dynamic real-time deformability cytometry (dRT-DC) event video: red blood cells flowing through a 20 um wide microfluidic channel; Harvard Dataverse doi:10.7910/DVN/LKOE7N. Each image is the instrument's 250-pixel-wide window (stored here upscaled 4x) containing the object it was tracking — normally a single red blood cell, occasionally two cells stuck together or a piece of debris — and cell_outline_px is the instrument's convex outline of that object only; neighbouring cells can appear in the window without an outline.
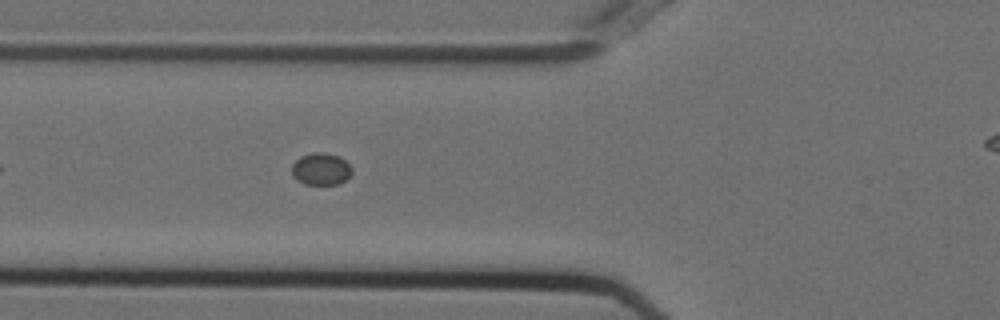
{"species": "Egyptian fruit bat (a non-hibernating species)", "species_latin": "Rousettus aegyptiacus", "temperature_condition": "cold", "stored_images_in_passage": 35, "camera_frame_rate_fps": 3000, "um_per_image_px": 0.085, "animal": {"sex": "female"}, "frame": {"image": 1, "passage_image": 8, "time_ms": 2.333, "image_size_px": [1000, 320], "cell_outline_px": [[352, 172], [340, 184], [304, 184], [296, 180], [292, 176], [292, 164], [300, 156], [312, 152], [324, 152], [340, 156], [352, 168]], "centroid_in_image_um": [27.26, 14.36], "position_along_channel_um": 98.5, "area_um2": 11.33}}
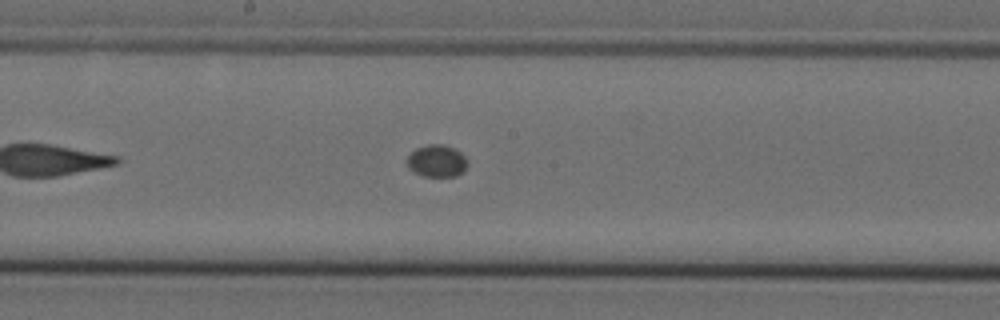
{"frame": {"image": 2, "passage_image": 17, "time_ms": 5.333, "image_size_px": [1000, 320], "cell_outline_px": [[468, 164], [464, 172], [456, 176], [420, 176], [408, 168], [408, 156], [416, 148], [428, 144], [444, 144], [460, 152], [464, 156]], "centroid_in_image_um": [37.14, 13.69], "position_along_channel_um": 211.1, "area_um2": 11.33}}
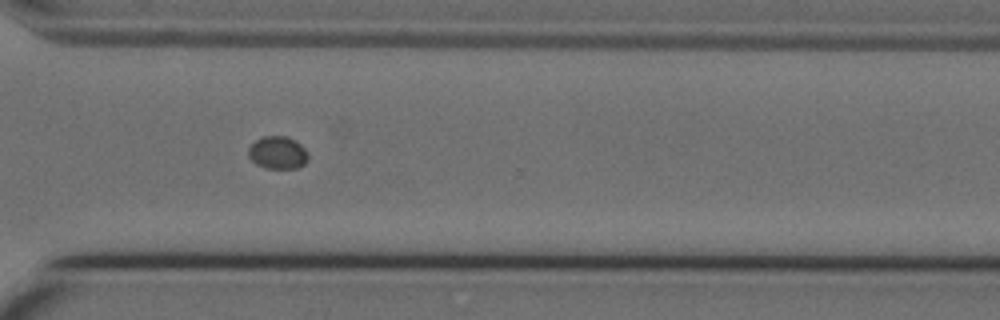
{"frame": {"image": 3, "passage_image": 28, "time_ms": 9.0, "image_size_px": [1000, 320], "cell_outline_px": [[308, 160], [304, 164], [296, 168], [264, 168], [256, 164], [248, 156], [248, 148], [256, 140], [264, 136], [284, 136], [300, 144], [304, 148], [308, 156]], "centroid_in_image_um": [23.58, 12.99], "position_along_channel_um": 347.0, "area_um2": 11.21}}